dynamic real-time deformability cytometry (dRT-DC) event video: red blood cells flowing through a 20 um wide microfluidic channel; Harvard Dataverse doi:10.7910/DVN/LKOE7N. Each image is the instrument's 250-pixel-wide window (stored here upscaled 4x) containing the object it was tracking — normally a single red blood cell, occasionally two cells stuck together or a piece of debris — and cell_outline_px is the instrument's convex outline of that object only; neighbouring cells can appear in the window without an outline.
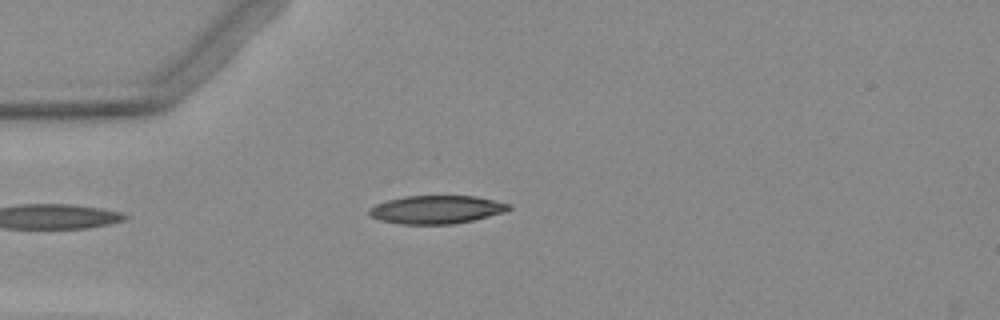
{"species": "Egyptian fruit bat (a non-hibernating species)", "species_latin": "Rousettus aegyptiacus", "temperature_condition": "warm", "stored_images_in_passage": 3, "camera_frame_rate_fps": 3000, "um_per_image_px": 0.085, "animal": {"sex": "female"}, "frame": {"image": 1, "passage_image": 3, "time_ms": 3.667, "image_size_px": [1000, 320], "cell_outline_px": [[512, 208], [504, 212], [472, 220], [452, 224], [400, 224], [380, 220], [372, 216], [368, 212], [368, 208], [376, 204], [388, 200], [404, 196], [476, 196], [512, 204]], "centroid_in_image_um": [37.1, 17.81], "position_along_channel_um": 47.9, "area_um2": 22.89}}